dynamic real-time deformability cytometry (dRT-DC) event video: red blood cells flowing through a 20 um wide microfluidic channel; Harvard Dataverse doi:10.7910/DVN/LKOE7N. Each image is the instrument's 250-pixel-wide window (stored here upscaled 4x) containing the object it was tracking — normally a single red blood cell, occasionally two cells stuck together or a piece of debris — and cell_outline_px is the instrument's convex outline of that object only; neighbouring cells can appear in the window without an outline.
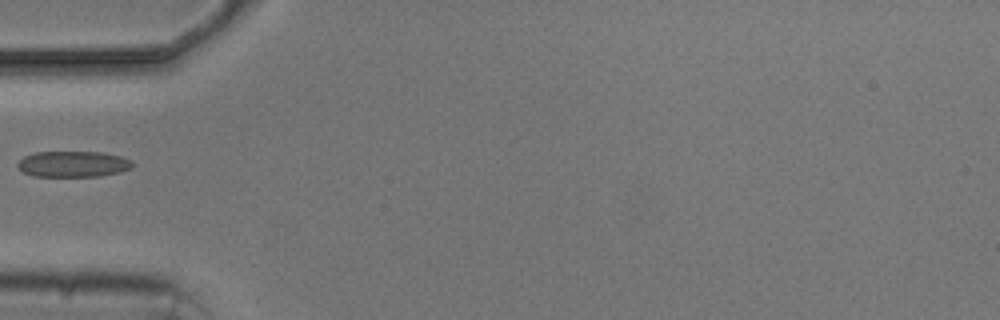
{"species": "common noctule bat (a hibernating species)", "species_latin": "Nyctalus noctula", "temperature_condition": "cold", "stored_images_in_passage": 1, "camera_frame_rate_fps": 3000, "um_per_image_px": 0.085, "animal": {"sex": "male", "body_mass_g": 20.5, "forearm_length_mm": 52.5}, "frame": {"image": 1, "passage_image": 1, "time_ms": 0.0, "image_size_px": [1000, 320], "cell_outline_px": [[132, 168], [120, 172], [100, 176], [32, 176], [24, 172], [16, 164], [24, 156], [36, 152], [104, 152], [120, 156], [132, 160]], "centroid_in_image_um": [6.23, 13.94], "position_along_channel_um": 78.8, "area_um2": 17.34}}